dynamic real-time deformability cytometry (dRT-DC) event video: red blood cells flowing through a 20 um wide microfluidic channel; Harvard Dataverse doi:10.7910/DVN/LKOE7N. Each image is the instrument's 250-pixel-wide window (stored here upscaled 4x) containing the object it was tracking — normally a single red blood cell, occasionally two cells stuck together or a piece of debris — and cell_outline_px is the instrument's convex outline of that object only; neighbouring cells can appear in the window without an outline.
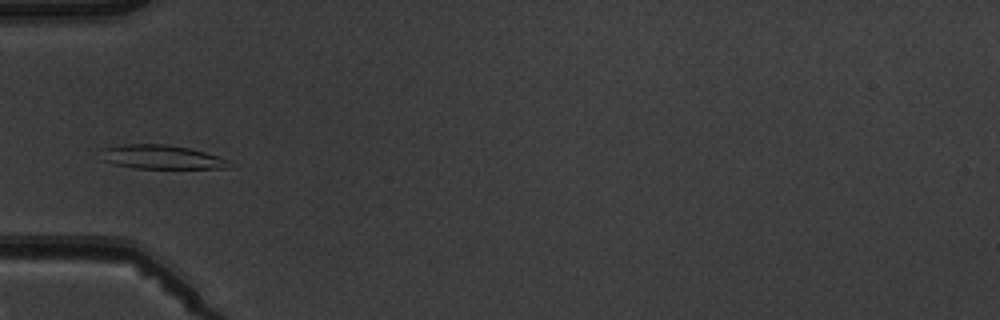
{"species": "common noctule bat (a hibernating species)", "species_latin": "Nyctalus noctula", "temperature_condition": "warm", "stored_images_in_passage": 6, "camera_frame_rate_fps": 3000, "um_per_image_px": 0.085, "animal": {"sex": "male", "body_mass_g": 19.5, "forearm_length_mm": 54.6}, "frame": {"image": 1, "passage_image": 6, "time_ms": 5.667, "image_size_px": [1000, 320], "cell_outline_px": [[232, 168], [132, 168], [100, 160], [100, 148], [124, 144], [164, 144], [188, 148], [204, 152], [228, 160]], "centroid_in_image_um": [13.64, 13.35], "position_along_channel_um": 71.4, "area_um2": 17.92}}